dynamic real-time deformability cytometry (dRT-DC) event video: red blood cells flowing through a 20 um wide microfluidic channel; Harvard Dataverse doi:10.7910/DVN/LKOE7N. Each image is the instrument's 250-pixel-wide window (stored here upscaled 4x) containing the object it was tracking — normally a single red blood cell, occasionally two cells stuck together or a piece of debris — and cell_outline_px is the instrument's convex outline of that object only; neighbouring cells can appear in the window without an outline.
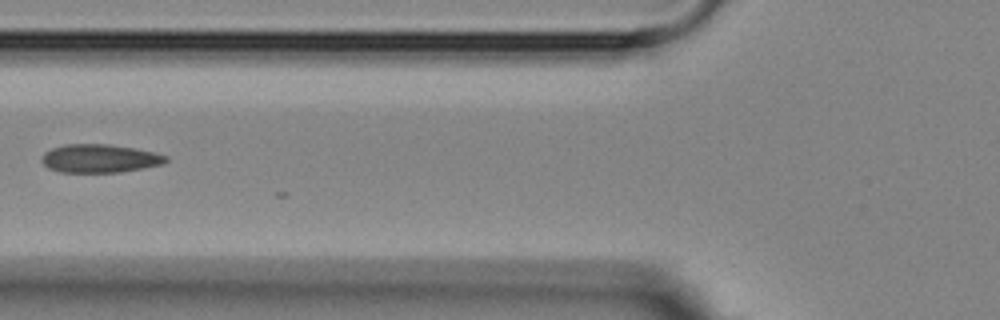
{"species": "Egyptian fruit bat (a non-hibernating species)", "species_latin": "Rousettus aegyptiacus", "temperature_condition": "room temperature", "stored_images_in_passage": 4, "camera_frame_rate_fps": 3000, "um_per_image_px": 0.085, "animal": {"sex": "female"}, "frame": {"image": 1, "passage_image": 2, "time_ms": 1.333, "image_size_px": [1000, 320], "cell_outline_px": [[168, 160], [164, 164], [144, 168], [120, 172], [60, 172], [48, 168], [40, 160], [44, 152], [52, 148], [64, 144], [108, 144], [132, 148], [152, 152], [168, 156]], "centroid_in_image_um": [8.45, 13.47], "position_along_channel_um": 117.3, "area_um2": 20.52}}
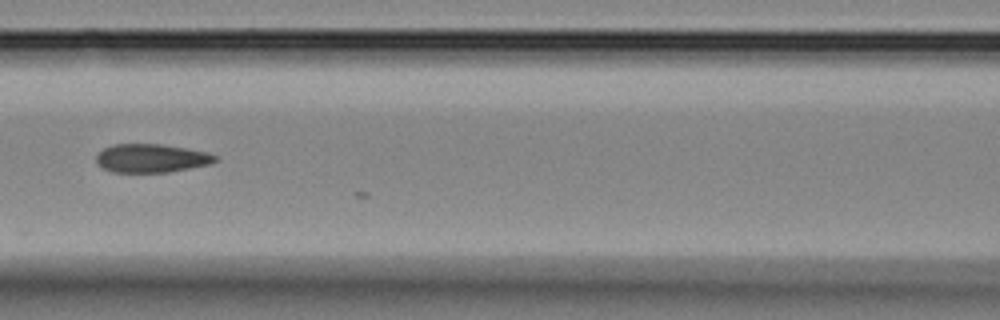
{"frame": {"image": 2, "passage_image": 3, "time_ms": 2.333, "image_size_px": [1000, 320], "cell_outline_px": [[216, 160], [208, 164], [168, 172], [112, 172], [100, 168], [96, 164], [96, 156], [104, 148], [112, 144], [160, 144], [208, 152], [216, 156]], "centroid_in_image_um": [12.79, 13.45], "position_along_channel_um": 153.8, "area_um2": 19.65}}